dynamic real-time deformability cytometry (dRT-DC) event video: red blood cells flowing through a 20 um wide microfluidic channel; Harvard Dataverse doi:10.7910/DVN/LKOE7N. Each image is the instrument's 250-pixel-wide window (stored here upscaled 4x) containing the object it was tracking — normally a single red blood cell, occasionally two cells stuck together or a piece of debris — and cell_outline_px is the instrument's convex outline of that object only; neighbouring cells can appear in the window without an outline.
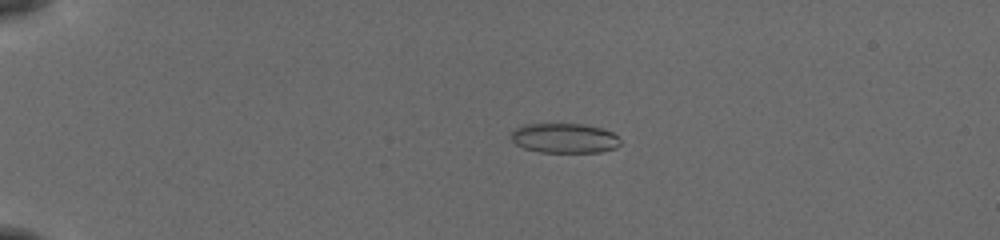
{"species": "common noctule bat (a hibernating species)", "species_latin": "Nyctalus noctula", "temperature_condition": "cold", "stored_images_in_passage": 46, "camera_frame_rate_fps": 3000, "um_per_image_px": 0.085, "animal": {"sex": "female", "body_mass_g": 19.5, "forearm_length_mm": 54.1}, "frame": {"image": 1, "passage_image": 4, "time_ms": 1.0, "image_size_px": [1000, 240], "cell_outline_px": [[620, 144], [616, 148], [600, 152], [540, 152], [524, 148], [516, 144], [512, 140], [512, 132], [516, 128], [524, 124], [580, 124], [604, 128], [612, 132], [620, 140]], "centroid_in_image_um": [48.0, 11.74], "position_along_channel_um": 37.0, "area_um2": 18.9}}
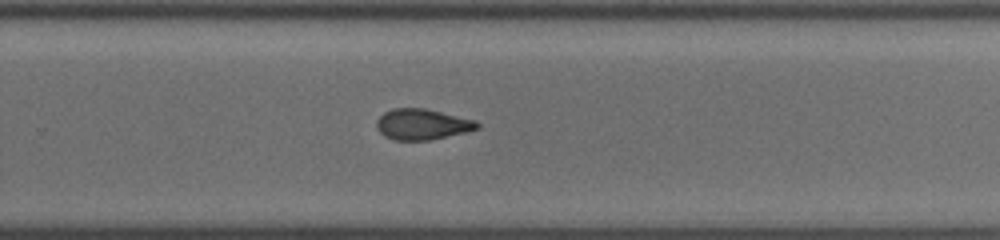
{"frame": {"image": 2, "passage_image": 29, "time_ms": 9.333, "image_size_px": [1000, 240], "cell_outline_px": [[480, 128], [432, 140], [396, 140], [384, 136], [376, 128], [376, 120], [384, 112], [392, 108], [424, 108], [476, 120], [480, 124]], "centroid_in_image_um": [35.87, 10.56], "position_along_channel_um": 293.9, "area_um2": 18.09}}
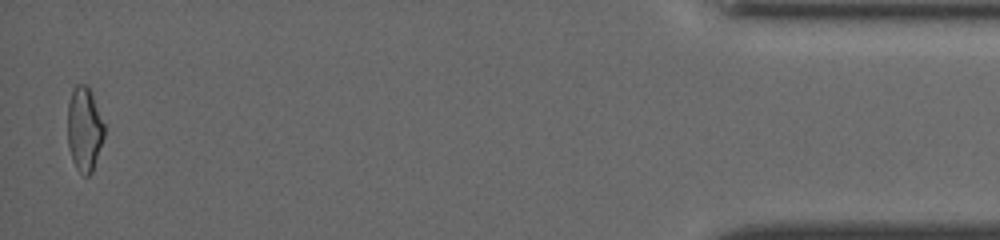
{"frame": {"image": 3, "passage_image": 45, "time_ms": 14.667, "image_size_px": [1000, 240], "cell_outline_px": [[104, 136], [92, 172], [88, 176], [84, 176], [76, 168], [72, 160], [68, 148], [68, 104], [72, 88], [76, 84], [84, 84], [88, 88], [92, 96], [104, 124]], "centroid_in_image_um": [7.15, 11.0], "position_along_channel_um": 428.1, "area_um2": 17.8}, "authors_computed_cell_mechanics": {"area_um2": 18.6405, "velocity_mm_per_s": 3.8721, "shape_relaxation_time_tau1_ms": null, "shape_relaxation_time_tau2_ms": 2.6537, "deformation_change_tau1": null, "deformation_change_tau2": 0.0972}}